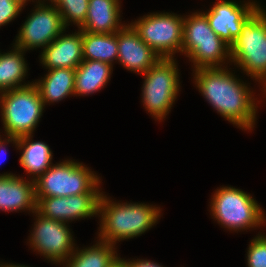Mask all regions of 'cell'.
<instances>
[{"instance_id":"1","label":"cell","mask_w":266,"mask_h":267,"mask_svg":"<svg viewBox=\"0 0 266 267\" xmlns=\"http://www.w3.org/2000/svg\"><path fill=\"white\" fill-rule=\"evenodd\" d=\"M226 70L222 67L196 69L195 83L221 116L242 129L251 130L257 110L252 92Z\"/></svg>"},{"instance_id":"2","label":"cell","mask_w":266,"mask_h":267,"mask_svg":"<svg viewBox=\"0 0 266 267\" xmlns=\"http://www.w3.org/2000/svg\"><path fill=\"white\" fill-rule=\"evenodd\" d=\"M101 215L99 237L115 246L116 241L130 239L150 229L158 220V207L141 203H115L103 194L98 203Z\"/></svg>"},{"instance_id":"3","label":"cell","mask_w":266,"mask_h":267,"mask_svg":"<svg viewBox=\"0 0 266 267\" xmlns=\"http://www.w3.org/2000/svg\"><path fill=\"white\" fill-rule=\"evenodd\" d=\"M182 43V53L192 59L195 69L221 68L224 58L231 60L230 46L211 29L202 12L184 18Z\"/></svg>"},{"instance_id":"4","label":"cell","mask_w":266,"mask_h":267,"mask_svg":"<svg viewBox=\"0 0 266 267\" xmlns=\"http://www.w3.org/2000/svg\"><path fill=\"white\" fill-rule=\"evenodd\" d=\"M36 197H67L82 193H100L99 177L72 160L50 166L33 178Z\"/></svg>"},{"instance_id":"5","label":"cell","mask_w":266,"mask_h":267,"mask_svg":"<svg viewBox=\"0 0 266 267\" xmlns=\"http://www.w3.org/2000/svg\"><path fill=\"white\" fill-rule=\"evenodd\" d=\"M230 59L266 86V12L261 7L244 23L230 47Z\"/></svg>"},{"instance_id":"6","label":"cell","mask_w":266,"mask_h":267,"mask_svg":"<svg viewBox=\"0 0 266 267\" xmlns=\"http://www.w3.org/2000/svg\"><path fill=\"white\" fill-rule=\"evenodd\" d=\"M1 115L7 137L32 135L44 108L39 90L32 83L0 95Z\"/></svg>"},{"instance_id":"7","label":"cell","mask_w":266,"mask_h":267,"mask_svg":"<svg viewBox=\"0 0 266 267\" xmlns=\"http://www.w3.org/2000/svg\"><path fill=\"white\" fill-rule=\"evenodd\" d=\"M211 211L219 224L234 231L258 227L266 220L256 200L233 187H222L214 193Z\"/></svg>"},{"instance_id":"8","label":"cell","mask_w":266,"mask_h":267,"mask_svg":"<svg viewBox=\"0 0 266 267\" xmlns=\"http://www.w3.org/2000/svg\"><path fill=\"white\" fill-rule=\"evenodd\" d=\"M174 58H161L143 75V102L147 111L162 120L179 92V75Z\"/></svg>"},{"instance_id":"9","label":"cell","mask_w":266,"mask_h":267,"mask_svg":"<svg viewBox=\"0 0 266 267\" xmlns=\"http://www.w3.org/2000/svg\"><path fill=\"white\" fill-rule=\"evenodd\" d=\"M183 22L179 15L166 12L143 16L131 25L161 58H173L176 52H182Z\"/></svg>"},{"instance_id":"10","label":"cell","mask_w":266,"mask_h":267,"mask_svg":"<svg viewBox=\"0 0 266 267\" xmlns=\"http://www.w3.org/2000/svg\"><path fill=\"white\" fill-rule=\"evenodd\" d=\"M35 11L20 28L16 38L17 48L27 51L35 47H47L53 40L65 31L62 16L56 6L38 2Z\"/></svg>"},{"instance_id":"11","label":"cell","mask_w":266,"mask_h":267,"mask_svg":"<svg viewBox=\"0 0 266 267\" xmlns=\"http://www.w3.org/2000/svg\"><path fill=\"white\" fill-rule=\"evenodd\" d=\"M34 213L38 219L29 241L32 248L55 263L65 262L75 250L66 223L47 218L37 210Z\"/></svg>"},{"instance_id":"12","label":"cell","mask_w":266,"mask_h":267,"mask_svg":"<svg viewBox=\"0 0 266 267\" xmlns=\"http://www.w3.org/2000/svg\"><path fill=\"white\" fill-rule=\"evenodd\" d=\"M256 3L242 5L234 1L218 0L210 11L203 14L211 29L230 47L240 35L244 23L259 9Z\"/></svg>"},{"instance_id":"13","label":"cell","mask_w":266,"mask_h":267,"mask_svg":"<svg viewBox=\"0 0 266 267\" xmlns=\"http://www.w3.org/2000/svg\"><path fill=\"white\" fill-rule=\"evenodd\" d=\"M102 193H82L67 197H36L37 211L50 219L62 222L98 215Z\"/></svg>"},{"instance_id":"14","label":"cell","mask_w":266,"mask_h":267,"mask_svg":"<svg viewBox=\"0 0 266 267\" xmlns=\"http://www.w3.org/2000/svg\"><path fill=\"white\" fill-rule=\"evenodd\" d=\"M159 59L131 24L118 30V62L126 69L143 74Z\"/></svg>"},{"instance_id":"15","label":"cell","mask_w":266,"mask_h":267,"mask_svg":"<svg viewBox=\"0 0 266 267\" xmlns=\"http://www.w3.org/2000/svg\"><path fill=\"white\" fill-rule=\"evenodd\" d=\"M41 62L48 69H76L83 61V31L59 35L43 48Z\"/></svg>"},{"instance_id":"16","label":"cell","mask_w":266,"mask_h":267,"mask_svg":"<svg viewBox=\"0 0 266 267\" xmlns=\"http://www.w3.org/2000/svg\"><path fill=\"white\" fill-rule=\"evenodd\" d=\"M0 209L3 211L37 210L34 180L26 181L11 173L0 175Z\"/></svg>"},{"instance_id":"17","label":"cell","mask_w":266,"mask_h":267,"mask_svg":"<svg viewBox=\"0 0 266 267\" xmlns=\"http://www.w3.org/2000/svg\"><path fill=\"white\" fill-rule=\"evenodd\" d=\"M119 5V0H89L85 22L79 29L90 33H116L123 27L119 23Z\"/></svg>"},{"instance_id":"18","label":"cell","mask_w":266,"mask_h":267,"mask_svg":"<svg viewBox=\"0 0 266 267\" xmlns=\"http://www.w3.org/2000/svg\"><path fill=\"white\" fill-rule=\"evenodd\" d=\"M76 69H49L43 80L33 82L40 93L44 106L48 102H58L68 95L74 94V80Z\"/></svg>"},{"instance_id":"19","label":"cell","mask_w":266,"mask_h":267,"mask_svg":"<svg viewBox=\"0 0 266 267\" xmlns=\"http://www.w3.org/2000/svg\"><path fill=\"white\" fill-rule=\"evenodd\" d=\"M112 65L97 60H83L76 68L74 95H87L99 91L110 79Z\"/></svg>"},{"instance_id":"20","label":"cell","mask_w":266,"mask_h":267,"mask_svg":"<svg viewBox=\"0 0 266 267\" xmlns=\"http://www.w3.org/2000/svg\"><path fill=\"white\" fill-rule=\"evenodd\" d=\"M83 60H97L112 65L118 60V31L90 33L83 31Z\"/></svg>"},{"instance_id":"21","label":"cell","mask_w":266,"mask_h":267,"mask_svg":"<svg viewBox=\"0 0 266 267\" xmlns=\"http://www.w3.org/2000/svg\"><path fill=\"white\" fill-rule=\"evenodd\" d=\"M91 248L76 249L65 261L66 267H115L120 263V257L115 256L113 245L99 240Z\"/></svg>"},{"instance_id":"22","label":"cell","mask_w":266,"mask_h":267,"mask_svg":"<svg viewBox=\"0 0 266 267\" xmlns=\"http://www.w3.org/2000/svg\"><path fill=\"white\" fill-rule=\"evenodd\" d=\"M31 137V135H27L18 138L17 147L23 150L19 162L27 173L38 178L52 165V151L43 142H30Z\"/></svg>"},{"instance_id":"23","label":"cell","mask_w":266,"mask_h":267,"mask_svg":"<svg viewBox=\"0 0 266 267\" xmlns=\"http://www.w3.org/2000/svg\"><path fill=\"white\" fill-rule=\"evenodd\" d=\"M23 53V50L16 46L13 51L0 53V93L31 85L20 84L27 72Z\"/></svg>"},{"instance_id":"24","label":"cell","mask_w":266,"mask_h":267,"mask_svg":"<svg viewBox=\"0 0 266 267\" xmlns=\"http://www.w3.org/2000/svg\"><path fill=\"white\" fill-rule=\"evenodd\" d=\"M89 0H57L54 5L62 16L65 27L74 22L80 27L86 19Z\"/></svg>"},{"instance_id":"25","label":"cell","mask_w":266,"mask_h":267,"mask_svg":"<svg viewBox=\"0 0 266 267\" xmlns=\"http://www.w3.org/2000/svg\"><path fill=\"white\" fill-rule=\"evenodd\" d=\"M248 267H266V242L260 237H255L247 252Z\"/></svg>"},{"instance_id":"26","label":"cell","mask_w":266,"mask_h":267,"mask_svg":"<svg viewBox=\"0 0 266 267\" xmlns=\"http://www.w3.org/2000/svg\"><path fill=\"white\" fill-rule=\"evenodd\" d=\"M27 0H0V27L17 17Z\"/></svg>"},{"instance_id":"27","label":"cell","mask_w":266,"mask_h":267,"mask_svg":"<svg viewBox=\"0 0 266 267\" xmlns=\"http://www.w3.org/2000/svg\"><path fill=\"white\" fill-rule=\"evenodd\" d=\"M120 263L124 266V267H162L161 265L154 263L153 261H147V260H133V261H129L127 262V260L124 261V259L120 258Z\"/></svg>"},{"instance_id":"28","label":"cell","mask_w":266,"mask_h":267,"mask_svg":"<svg viewBox=\"0 0 266 267\" xmlns=\"http://www.w3.org/2000/svg\"><path fill=\"white\" fill-rule=\"evenodd\" d=\"M7 138L8 139H6V141L4 139L2 141V139L0 138V154L2 153V155H3V153H6V149L4 148L6 146V145H4L5 142L9 143V142L13 141V143H15L16 146L18 145V138L10 137V136H8ZM3 149H5V150H3Z\"/></svg>"},{"instance_id":"29","label":"cell","mask_w":266,"mask_h":267,"mask_svg":"<svg viewBox=\"0 0 266 267\" xmlns=\"http://www.w3.org/2000/svg\"><path fill=\"white\" fill-rule=\"evenodd\" d=\"M0 267H28V266H25V265L23 266V265H18V264L17 265H14V264L13 265L12 264H4V265L0 264Z\"/></svg>"},{"instance_id":"30","label":"cell","mask_w":266,"mask_h":267,"mask_svg":"<svg viewBox=\"0 0 266 267\" xmlns=\"http://www.w3.org/2000/svg\"><path fill=\"white\" fill-rule=\"evenodd\" d=\"M265 242H266V236L264 235H259Z\"/></svg>"},{"instance_id":"31","label":"cell","mask_w":266,"mask_h":267,"mask_svg":"<svg viewBox=\"0 0 266 267\" xmlns=\"http://www.w3.org/2000/svg\"><path fill=\"white\" fill-rule=\"evenodd\" d=\"M115 267H124L121 263H119L118 265H116Z\"/></svg>"},{"instance_id":"32","label":"cell","mask_w":266,"mask_h":267,"mask_svg":"<svg viewBox=\"0 0 266 267\" xmlns=\"http://www.w3.org/2000/svg\"><path fill=\"white\" fill-rule=\"evenodd\" d=\"M52 3L51 4H53V2L55 3L57 0H50Z\"/></svg>"}]
</instances>
